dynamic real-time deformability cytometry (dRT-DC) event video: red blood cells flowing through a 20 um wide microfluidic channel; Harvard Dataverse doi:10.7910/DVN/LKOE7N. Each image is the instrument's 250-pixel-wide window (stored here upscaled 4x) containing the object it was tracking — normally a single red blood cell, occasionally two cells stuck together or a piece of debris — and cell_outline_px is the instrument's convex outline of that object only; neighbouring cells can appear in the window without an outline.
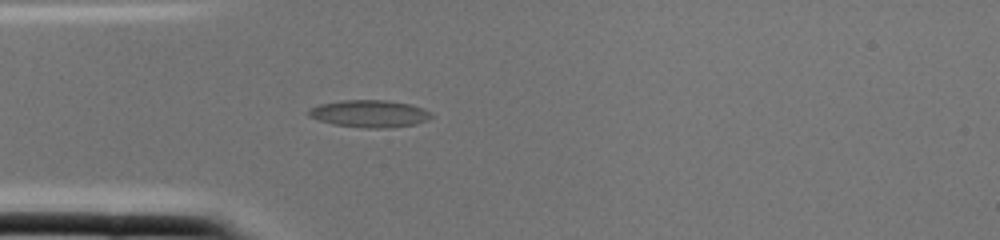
{"species": "common noctule bat (a hibernating species)", "species_latin": "Nyctalus noctula", "temperature_condition": "cold", "stored_images_in_passage": 2, "camera_frame_rate_fps": 3000, "um_per_image_px": 0.085, "animal": {"sex": "female", "body_mass_g": 22.0, "forearm_length_mm": 56.7}, "frame": {"image": 1, "passage_image": 2, "time_ms": 0.333, "image_size_px": [1000, 240], "cell_outline_px": [[432, 116], [428, 120], [416, 124], [388, 128], [364, 128], [332, 124], [308, 116], [308, 108], [320, 104], [344, 100], [388, 100], [412, 104], [424, 108], [432, 112]], "centroid_in_image_um": [31.44, 9.66], "position_along_channel_um": 53.6, "area_um2": 19.71}}